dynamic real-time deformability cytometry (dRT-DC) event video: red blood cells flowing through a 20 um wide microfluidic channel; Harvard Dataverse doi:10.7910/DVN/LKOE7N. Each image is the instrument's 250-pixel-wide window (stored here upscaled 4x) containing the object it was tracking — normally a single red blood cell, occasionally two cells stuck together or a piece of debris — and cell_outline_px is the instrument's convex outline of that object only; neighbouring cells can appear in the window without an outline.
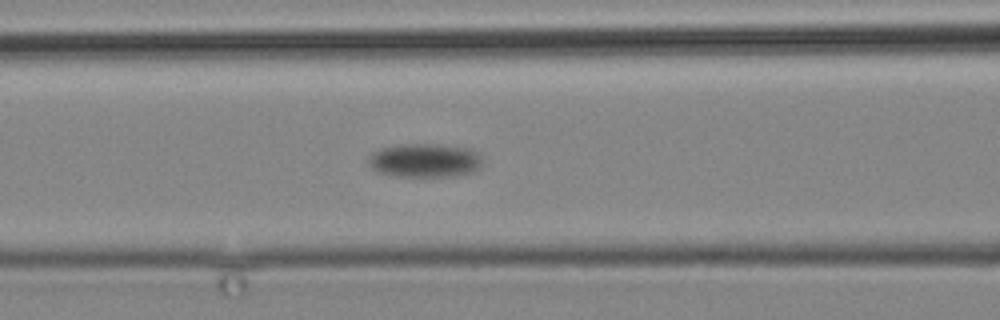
{"species": "common noctule bat (a hibernating species)", "species_latin": "Nyctalus noctula", "temperature_condition": "cold", "stored_images_in_passage": 15, "camera_frame_rate_fps": 3000, "um_per_image_px": 0.085, "animal": {"sex": "male", "body_mass_g": 19.2, "forearm_length_mm": 51.8}, "frame": {"image": 1, "passage_image": 15, "time_ms": 17.333, "image_size_px": [1000, 320], "cell_outline_px": [[484, 164], [480, 168], [472, 172], [452, 176], [396, 176], [380, 172], [372, 168], [368, 164], [368, 160], [372, 152], [380, 148], [404, 144], [440, 144], [472, 148], [480, 156]], "centroid_in_image_um": [36.14, 13.62], "position_along_channel_um": 130.5, "area_um2": 22.6}}